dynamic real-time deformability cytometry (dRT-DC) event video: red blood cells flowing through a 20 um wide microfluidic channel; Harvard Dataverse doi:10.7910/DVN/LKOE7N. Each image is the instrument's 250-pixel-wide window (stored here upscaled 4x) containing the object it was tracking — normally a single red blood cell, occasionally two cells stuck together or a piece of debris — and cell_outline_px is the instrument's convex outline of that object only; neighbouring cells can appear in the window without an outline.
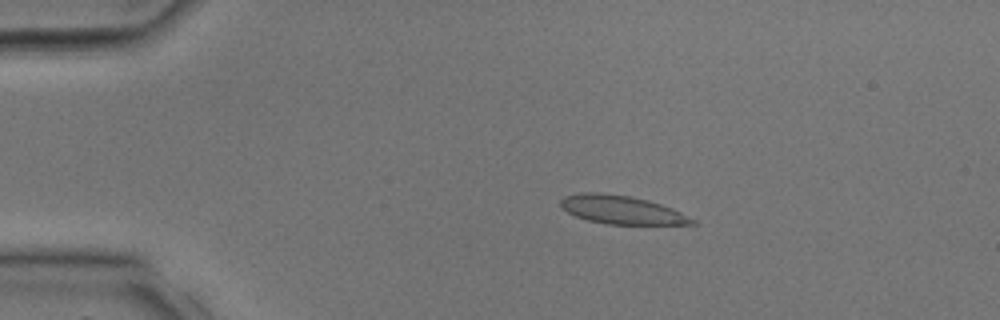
{"species": "common noctule bat (a hibernating species)", "species_latin": "Nyctalus noctula", "temperature_condition": "room temperature", "stored_images_in_passage": 8, "camera_frame_rate_fps": 3000, "um_per_image_px": 0.085, "animal": {"sex": "male", "body_mass_g": 17.9, "forearm_length_mm": 54.2}, "frame": {"image": 1, "passage_image": 6, "time_ms": 1.667, "image_size_px": [1000, 320], "cell_outline_px": [[700, 224], [608, 224], [588, 220], [576, 216], [568, 212], [560, 204], [560, 200], [564, 196], [580, 192], [600, 192], [628, 196], [648, 200], [672, 208], [696, 220]], "centroid_in_image_um": [52.84, 17.83], "position_along_channel_um": 32.2, "area_um2": 21.62}}